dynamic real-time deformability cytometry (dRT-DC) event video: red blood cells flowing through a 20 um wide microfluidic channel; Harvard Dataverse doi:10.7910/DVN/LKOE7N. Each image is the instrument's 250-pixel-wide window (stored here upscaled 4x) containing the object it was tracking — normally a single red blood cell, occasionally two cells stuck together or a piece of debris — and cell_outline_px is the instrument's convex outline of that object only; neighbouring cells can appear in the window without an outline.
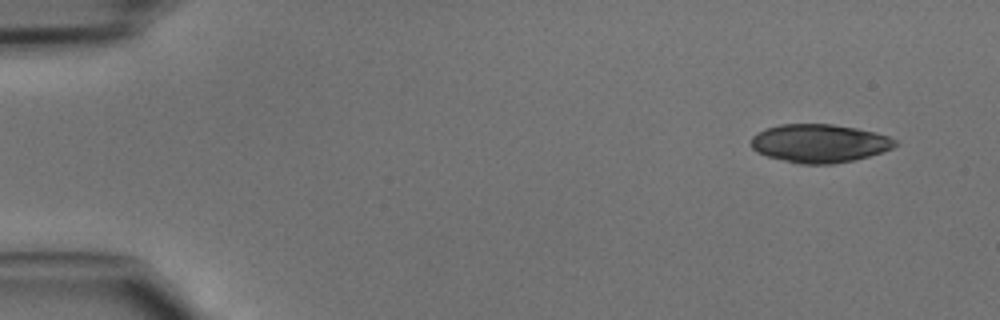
{"species": "common noctule bat (a hibernating species)", "species_latin": "Nyctalus noctula", "temperature_condition": "cold", "stored_images_in_passage": 43, "camera_frame_rate_fps": 3000, "um_per_image_px": 0.085, "animal": {"sex": "male", "body_mass_g": 15.6}, "frame": {"image": 1, "passage_image": 1, "time_ms": 0.0, "image_size_px": [1000, 320], "cell_outline_px": [[896, 144], [892, 148], [856, 160], [832, 164], [800, 164], [768, 156], [756, 152], [752, 148], [752, 136], [756, 132], [764, 128], [780, 124], [832, 124], [856, 128], [876, 132], [888, 136], [896, 140]], "centroid_in_image_um": [69.63, 12.17], "position_along_channel_um": 15.4, "area_um2": 32.19}}